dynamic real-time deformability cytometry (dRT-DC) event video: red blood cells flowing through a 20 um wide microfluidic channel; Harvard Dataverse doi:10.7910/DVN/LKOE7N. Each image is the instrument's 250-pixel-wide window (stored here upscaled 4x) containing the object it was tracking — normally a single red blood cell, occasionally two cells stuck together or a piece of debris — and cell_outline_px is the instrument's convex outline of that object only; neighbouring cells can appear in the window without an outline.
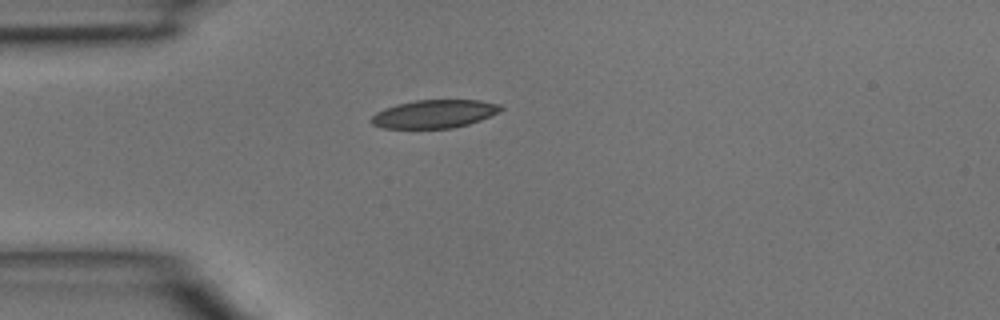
{"species": "common noctule bat (a hibernating species)", "species_latin": "Nyctalus noctula", "temperature_condition": "room temperature", "stored_images_in_passage": 34, "camera_frame_rate_fps": 3000, "um_per_image_px": 0.085, "animal": {"sex": "male", "body_mass_g": 15.6}, "frame": {"image": 1, "passage_image": 1, "time_ms": 0.0, "image_size_px": [1000, 320], "cell_outline_px": [[504, 108], [480, 120], [468, 124], [452, 128], [384, 128], [372, 124], [372, 116], [376, 112], [384, 108], [396, 104], [416, 100], [480, 100], [500, 104]], "centroid_in_image_um": [36.9, 9.67], "position_along_channel_um": 48.1, "area_um2": 21.1}}
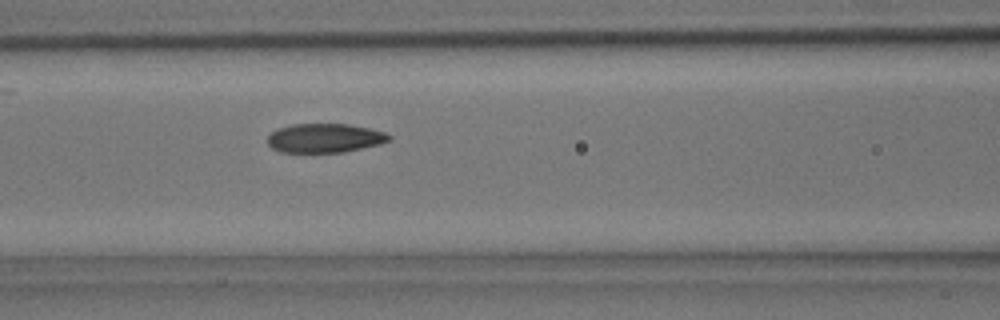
{"frame": {"image": 2, "passage_image": 8, "time_ms": 2.333, "image_size_px": [1000, 320], "cell_outline_px": [[392, 140], [380, 144], [344, 152], [280, 152], [272, 148], [268, 144], [268, 136], [276, 128], [292, 124], [348, 124], [368, 128], [384, 132], [392, 136]], "centroid_in_image_um": [27.6, 11.73], "position_along_channel_um": 139.0, "area_um2": 20.63}}
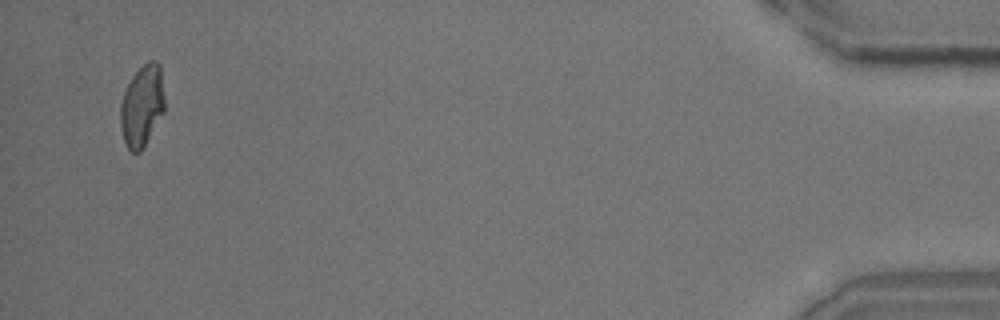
{"frame": {"image": 3, "passage_image": 33, "time_ms": 10.667, "image_size_px": [1000, 320], "cell_outline_px": [[164, 112], [140, 152], [132, 152], [128, 148], [124, 140], [120, 124], [120, 104], [124, 92], [132, 76], [148, 60], [156, 60], [160, 64], [164, 96]], "centroid_in_image_um": [12.08, 8.97], "position_along_channel_um": 423.1, "area_um2": 20.87}}